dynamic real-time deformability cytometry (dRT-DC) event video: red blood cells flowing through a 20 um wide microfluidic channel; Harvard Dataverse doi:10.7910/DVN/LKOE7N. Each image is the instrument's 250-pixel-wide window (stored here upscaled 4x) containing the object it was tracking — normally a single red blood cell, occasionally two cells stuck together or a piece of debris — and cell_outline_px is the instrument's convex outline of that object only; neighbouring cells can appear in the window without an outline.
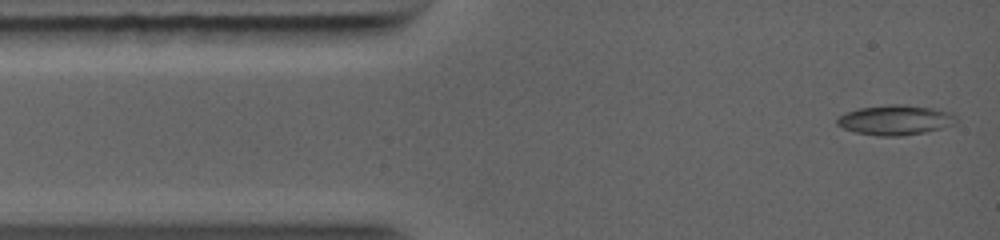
{"species": "common noctule bat (a hibernating species)", "species_latin": "Nyctalus noctula", "temperature_condition": "warm", "stored_images_in_passage": 6, "camera_frame_rate_fps": 5000, "um_per_image_px": 0.085, "animal": {"sex": "female", "body_mass_g": 19.0, "forearm_length_mm": 56.7}, "frame": {"image": 1, "passage_image": 1, "time_ms": 0.0, "image_size_px": [1000, 240], "cell_outline_px": [[956, 124], [924, 132], [900, 136], [880, 136], [856, 132], [844, 128], [836, 124], [836, 120], [844, 112], [856, 108], [892, 104], [904, 104], [932, 108], [948, 112], [956, 116]], "centroid_in_image_um": [76.07, 10.19], "position_along_channel_um": 8.9, "area_um2": 20.69}}
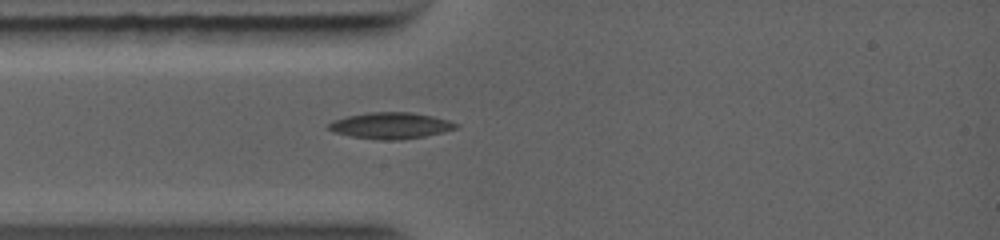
{"frame": {"image": 2, "passage_image": 6, "time_ms": 2.2, "image_size_px": [1000, 240], "cell_outline_px": [[460, 124], [456, 128], [444, 132], [424, 136], [400, 140], [380, 140], [352, 136], [332, 132], [328, 128], [328, 124], [332, 120], [348, 116], [368, 112], [408, 112], [432, 116], [448, 120]], "centroid_in_image_um": [33.19, 10.67], "position_along_channel_um": 51.8, "area_um2": 19.48}}